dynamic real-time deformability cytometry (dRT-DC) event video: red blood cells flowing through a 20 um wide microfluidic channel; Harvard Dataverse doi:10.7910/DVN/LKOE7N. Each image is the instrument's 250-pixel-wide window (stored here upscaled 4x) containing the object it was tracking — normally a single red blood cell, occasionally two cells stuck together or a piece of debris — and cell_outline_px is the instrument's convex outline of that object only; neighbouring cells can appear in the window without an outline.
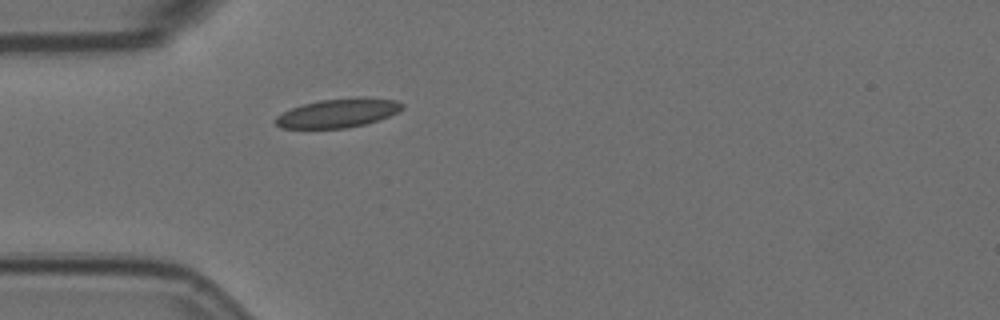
{"species": "Egyptian fruit bat (a non-hibernating species)", "species_latin": "Rousettus aegyptiacus", "temperature_condition": "room temperature", "stored_images_in_passage": 1, "camera_frame_rate_fps": 3000, "um_per_image_px": 0.085, "animal": {"sex": "female"}, "frame": {"image": 1, "passage_image": 1, "time_ms": 0.0, "image_size_px": [1000, 320], "cell_outline_px": [[404, 108], [388, 116], [364, 124], [344, 128], [280, 128], [272, 120], [276, 116], [292, 108], [304, 104], [320, 100], [356, 96], [368, 96], [396, 100], [404, 104]], "centroid_in_image_um": [28.74, 9.58], "position_along_channel_um": 56.3, "area_um2": 21.44}}